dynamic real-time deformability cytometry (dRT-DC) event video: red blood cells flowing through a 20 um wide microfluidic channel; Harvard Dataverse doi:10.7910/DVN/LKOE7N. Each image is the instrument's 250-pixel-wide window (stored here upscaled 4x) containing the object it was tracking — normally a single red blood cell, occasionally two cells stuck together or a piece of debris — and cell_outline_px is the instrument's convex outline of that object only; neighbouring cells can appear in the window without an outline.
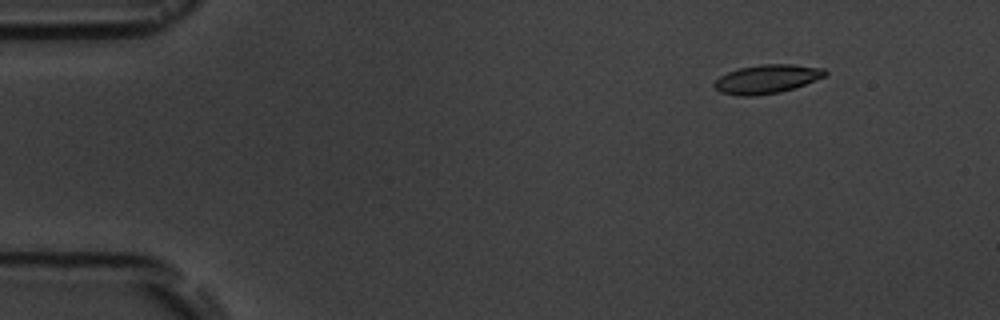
{"species": "common noctule bat (a hibernating species)", "species_latin": "Nyctalus noctula", "temperature_condition": "room temperature", "stored_images_in_passage": 5, "camera_frame_rate_fps": 3000, "um_per_image_px": 0.085, "animal": {"sex": "male", "body_mass_g": 19.5, "forearm_length_mm": 54.6}, "frame": {"image": 1, "passage_image": 1, "time_ms": 0.0, "image_size_px": [1000, 320], "cell_outline_px": [[828, 72], [824, 76], [816, 80], [780, 92], [756, 96], [736, 96], [720, 92], [712, 84], [720, 76], [736, 68], [760, 64], [792, 64], [824, 68]], "centroid_in_image_um": [65.15, 6.71], "position_along_channel_um": 19.8, "area_um2": 18.67}}
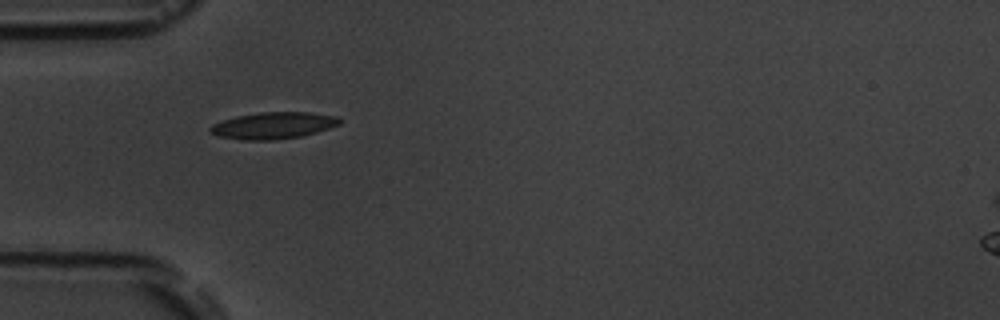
{"frame": {"image": 2, "passage_image": 4, "time_ms": 3.667, "image_size_px": [1000, 320], "cell_outline_px": [[340, 124], [316, 132], [300, 136], [272, 140], [244, 140], [220, 136], [208, 132], [208, 128], [212, 124], [236, 116], [260, 112], [312, 112], [336, 116], [340, 120]], "centroid_in_image_um": [23.21, 10.66], "position_along_channel_um": 61.8, "area_um2": 20.0}}
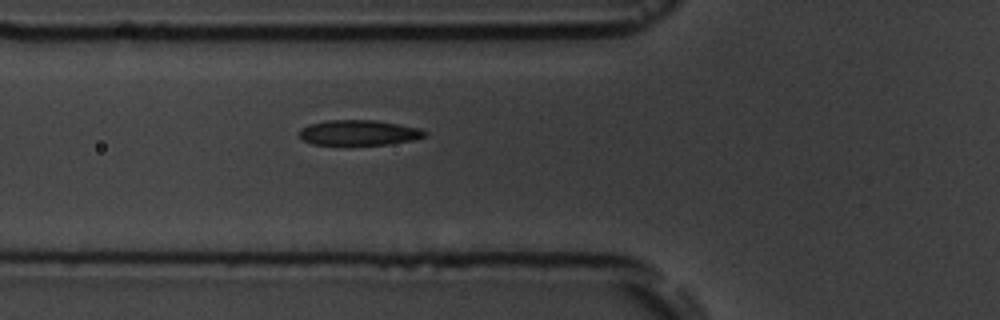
{"frame": {"image": 3, "passage_image": 5, "time_ms": 4.667, "image_size_px": [1000, 320], "cell_outline_px": [[428, 136], [412, 140], [388, 144], [312, 144], [304, 140], [300, 136], [300, 128], [308, 124], [328, 120], [376, 120], [420, 128], [428, 132]], "centroid_in_image_um": [30.53, 11.26], "position_along_channel_um": 95.3, "area_um2": 18.38}}